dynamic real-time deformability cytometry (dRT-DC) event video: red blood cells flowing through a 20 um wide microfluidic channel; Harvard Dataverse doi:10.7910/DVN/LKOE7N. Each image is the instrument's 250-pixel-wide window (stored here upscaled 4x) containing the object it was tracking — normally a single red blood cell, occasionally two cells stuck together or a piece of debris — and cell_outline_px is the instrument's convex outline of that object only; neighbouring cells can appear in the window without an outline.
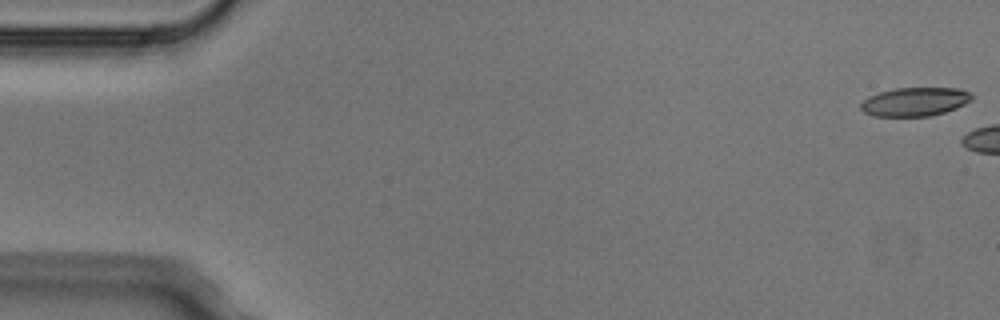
{"species": "Egyptian fruit bat (a non-hibernating species)", "species_latin": "Rousettus aegyptiacus", "temperature_condition": "cold", "stored_images_in_passage": 3, "camera_frame_rate_fps": 3000, "um_per_image_px": 0.085, "animal": {"sex": "male"}, "frame": {"image": 1, "passage_image": 1, "time_ms": 0.0, "image_size_px": [1000, 320], "cell_outline_px": [[972, 100], [956, 108], [944, 112], [928, 116], [872, 116], [864, 112], [860, 108], [860, 104], [868, 96], [880, 92], [896, 88], [960, 88], [972, 92]], "centroid_in_image_um": [77.77, 8.64], "position_along_channel_um": 7.2, "area_um2": 18.61}}